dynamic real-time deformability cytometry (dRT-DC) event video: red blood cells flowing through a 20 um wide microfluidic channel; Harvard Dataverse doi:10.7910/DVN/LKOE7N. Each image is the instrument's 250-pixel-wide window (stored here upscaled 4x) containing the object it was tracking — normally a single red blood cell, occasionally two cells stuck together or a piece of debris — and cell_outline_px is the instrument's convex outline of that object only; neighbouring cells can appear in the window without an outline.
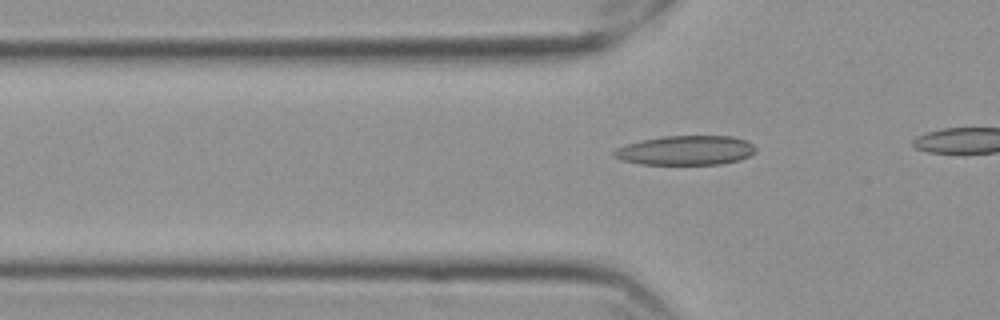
{"species": "Egyptian fruit bat (a non-hibernating species)", "species_latin": "Rousettus aegyptiacus", "temperature_condition": "cold", "stored_images_in_passage": 18, "camera_frame_rate_fps": 3000, "um_per_image_px": 0.085, "frame": {"image": 1, "passage_image": 11, "time_ms": 3.333, "image_size_px": [1000, 320], "cell_outline_px": [[756, 152], [740, 160], [720, 164], [640, 164], [620, 160], [612, 156], [612, 152], [616, 148], [640, 140], [664, 136], [732, 136], [744, 140], [752, 144], [756, 148]], "centroid_in_image_um": [58.26, 12.78], "position_along_channel_um": 67.5, "area_um2": 24.33}}
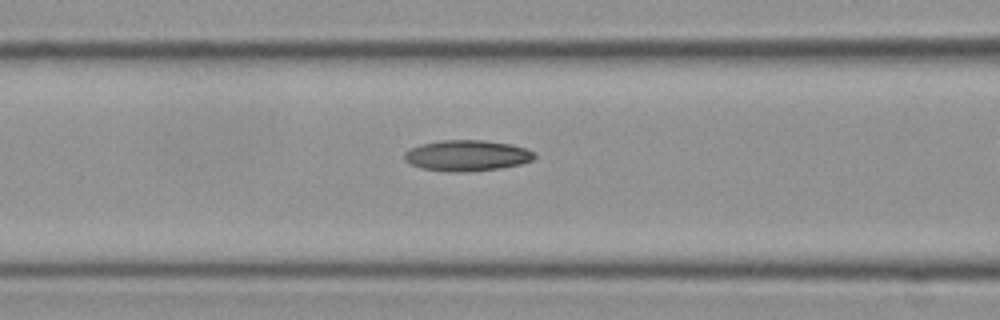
{"frame": {"image": 2, "passage_image": 16, "time_ms": 5.0, "image_size_px": [1000, 320], "cell_outline_px": [[536, 156], [532, 160], [520, 164], [500, 168], [468, 172], [448, 172], [420, 168], [404, 160], [404, 152], [408, 148], [420, 144], [440, 140], [484, 140], [512, 144], [536, 152]], "centroid_in_image_um": [39.67, 13.22], "position_along_channel_um": 126.9, "area_um2": 23.7}}